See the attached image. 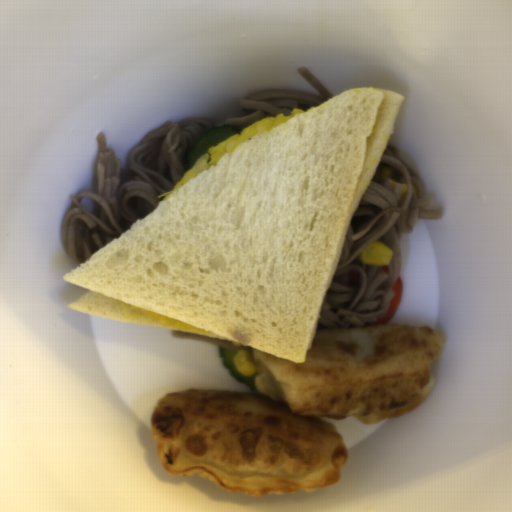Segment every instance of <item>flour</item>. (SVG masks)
<instances>
[{
  "label": "flour",
  "mask_w": 512,
  "mask_h": 512,
  "mask_svg": "<svg viewBox=\"0 0 512 512\" xmlns=\"http://www.w3.org/2000/svg\"><path fill=\"white\" fill-rule=\"evenodd\" d=\"M438 329L384 323L315 331L305 363L251 349L257 392L186 389L149 419L169 474H197L229 493L313 492L339 482L349 451L332 422L407 414L429 395Z\"/></svg>",
  "instance_id": "flour-1"
}]
</instances>
